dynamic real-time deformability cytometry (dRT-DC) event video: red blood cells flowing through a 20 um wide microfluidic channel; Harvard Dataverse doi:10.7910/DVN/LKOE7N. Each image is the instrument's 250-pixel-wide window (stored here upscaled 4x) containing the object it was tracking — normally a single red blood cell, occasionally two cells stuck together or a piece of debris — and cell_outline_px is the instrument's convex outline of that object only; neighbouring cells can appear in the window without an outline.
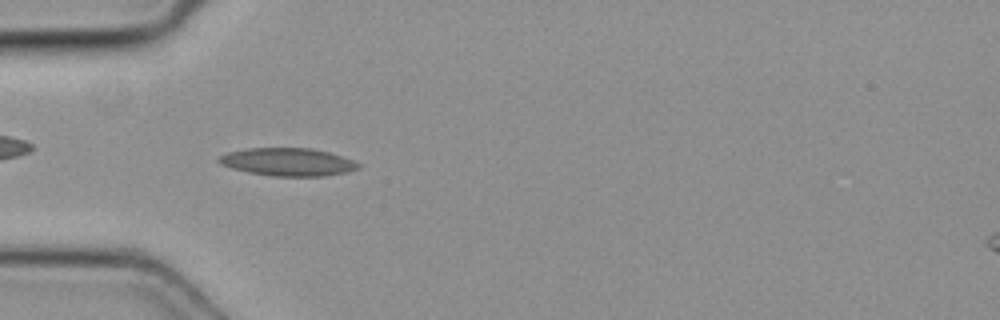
{"species": "common noctule bat (a hibernating species)", "species_latin": "Nyctalus noctula", "temperature_condition": "cold", "stored_images_in_passage": 38, "camera_frame_rate_fps": 3000, "um_per_image_px": 0.085, "animal": {"sex": "female", "body_mass_g": 19.3, "forearm_length_mm": 54.1}, "frame": {"image": 1, "passage_image": 4, "time_ms": 1.0, "image_size_px": [1000, 320], "cell_outline_px": [[360, 168], [348, 172], [324, 176], [272, 176], [248, 172], [232, 168], [220, 164], [216, 160], [220, 156], [228, 152], [248, 148], [312, 148], [328, 152], [352, 160], [360, 164]], "centroid_in_image_um": [24.46, 13.77], "position_along_channel_um": 60.5, "area_um2": 22.6}}
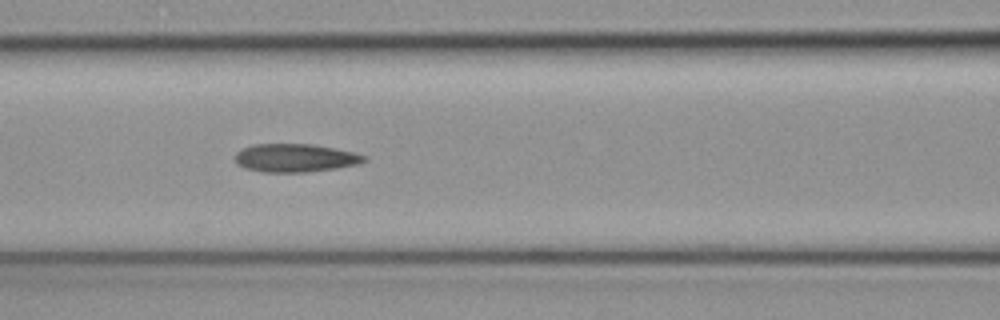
{"frame": {"image": 2, "passage_image": 10, "time_ms": 3.0, "image_size_px": [1000, 320], "cell_outline_px": [[368, 160], [360, 164], [336, 168], [304, 172], [260, 172], [244, 168], [236, 164], [236, 152], [244, 148], [256, 144], [312, 144], [352, 152], [364, 156]], "centroid_in_image_um": [25.07, 13.43], "position_along_channel_um": 141.5, "area_um2": 21.1}}
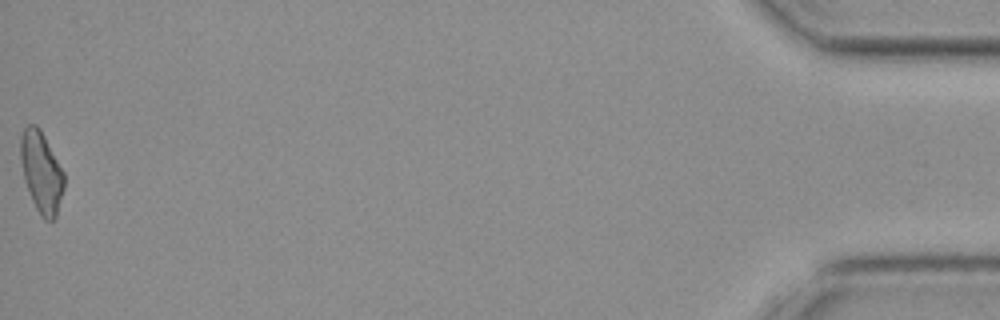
{"frame": {"image": 3, "passage_image": 38, "time_ms": 12.333, "image_size_px": [1000, 320], "cell_outline_px": [[64, 188], [56, 216], [52, 220], [44, 220], [40, 216], [32, 200], [24, 180], [20, 160], [20, 136], [24, 128], [28, 124], [36, 124], [40, 128], [64, 172]], "centroid_in_image_um": [3.5, 14.61], "position_along_channel_um": 431.7, "area_um2": 20.63}}